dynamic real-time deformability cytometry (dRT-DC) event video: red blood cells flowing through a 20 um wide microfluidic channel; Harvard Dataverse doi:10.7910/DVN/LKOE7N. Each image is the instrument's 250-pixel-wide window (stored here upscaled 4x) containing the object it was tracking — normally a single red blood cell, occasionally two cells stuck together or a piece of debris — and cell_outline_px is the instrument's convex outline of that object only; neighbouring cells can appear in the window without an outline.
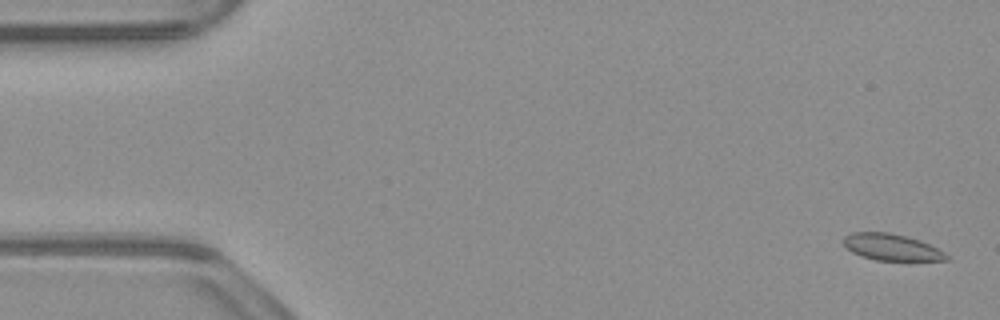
{"species": "common noctule bat (a hibernating species)", "species_latin": "Nyctalus noctula", "temperature_condition": "warm", "stored_images_in_passage": 53, "camera_frame_rate_fps": 3000, "um_per_image_px": 0.085, "animal": {"sex": "male", "body_mass_g": 23.1, "forearm_length_mm": 52.7}, "frame": {"image": 1, "passage_image": 2, "time_ms": 0.333, "image_size_px": [1000, 320], "cell_outline_px": [[952, 256], [948, 260], [876, 260], [860, 256], [852, 252], [844, 244], [844, 236], [852, 232], [888, 232], [920, 240]], "centroid_in_image_um": [75.79, 21.01], "position_along_channel_um": 9.2, "area_um2": 15.78}}
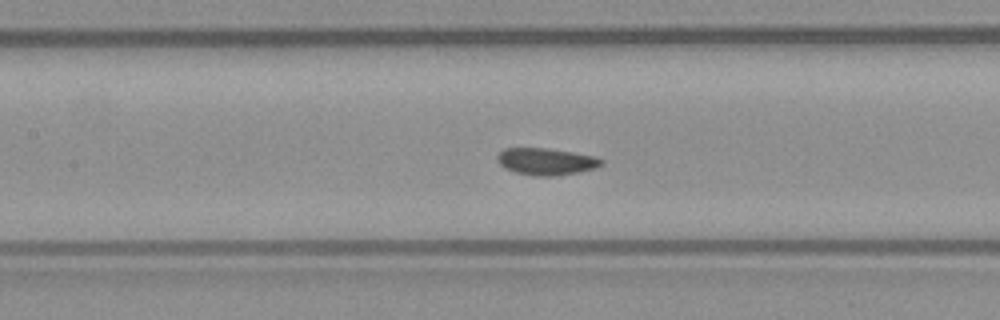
{"frame": {"image": 2, "passage_image": 24, "time_ms": 7.667, "image_size_px": [1000, 320], "cell_outline_px": [[604, 164], [596, 168], [556, 176], [532, 176], [516, 172], [504, 168], [496, 160], [496, 156], [504, 148], [548, 148], [596, 156], [604, 160]], "centroid_in_image_um": [46.43, 13.72], "position_along_channel_um": 161.0, "area_um2": 16.47}}
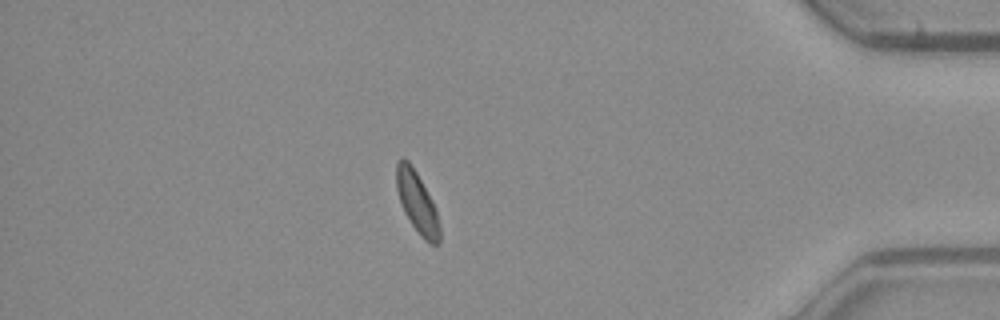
{"frame": {"image": 3, "passage_image": 46, "time_ms": 15.0, "image_size_px": [1000, 320], "cell_outline_px": [[440, 244], [432, 244], [424, 240], [420, 236], [404, 212], [396, 188], [396, 160], [400, 156], [404, 156], [408, 160], [416, 172], [432, 200], [436, 208], [440, 224]], "centroid_in_image_um": [35.45, 17.18], "position_along_channel_um": 399.8, "area_um2": 15.55}, "authors_computed_cell_mechanics": {"area_um2": 15.9528, "velocity_mm_per_s": 3.8808, "shape_relaxation_time_tau1_ms": null, "shape_relaxation_time_tau2_ms": 4.3053, "deformation_change_tau1": null, "deformation_change_tau2": 0.0915}}